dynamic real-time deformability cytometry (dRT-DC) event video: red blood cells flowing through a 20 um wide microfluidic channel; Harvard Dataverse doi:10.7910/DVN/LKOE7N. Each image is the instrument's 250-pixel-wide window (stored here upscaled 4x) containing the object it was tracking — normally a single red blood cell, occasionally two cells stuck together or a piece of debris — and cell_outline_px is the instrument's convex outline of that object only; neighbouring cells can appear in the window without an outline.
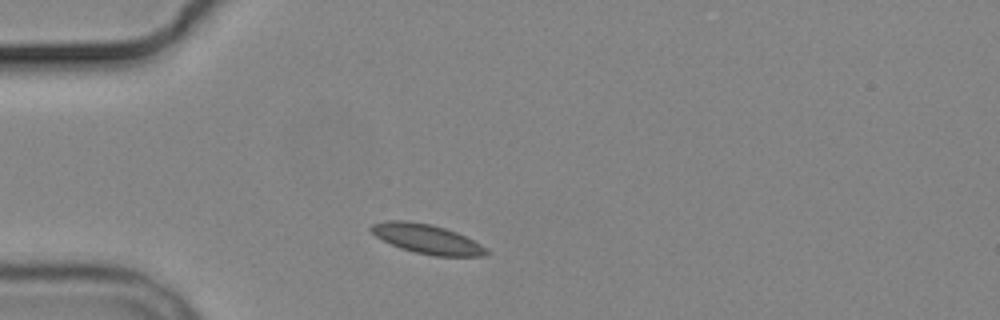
{"species": "common noctule bat (a hibernating species)", "species_latin": "Nyctalus noctula", "temperature_condition": "cold", "stored_images_in_passage": 3, "camera_frame_rate_fps": 3000, "um_per_image_px": 0.085, "animal": {"sex": "male", "body_mass_g": 19.2, "forearm_length_mm": 51.8}, "frame": {"image": 1, "passage_image": 1, "time_ms": 0.0, "image_size_px": [1000, 320], "cell_outline_px": [[488, 256], [432, 256], [400, 248], [376, 236], [368, 228], [372, 224], [384, 220], [408, 220], [432, 224], [456, 232], [480, 244], [488, 252]], "centroid_in_image_um": [36.25, 20.3], "position_along_channel_um": 48.7, "area_um2": 19.65}}
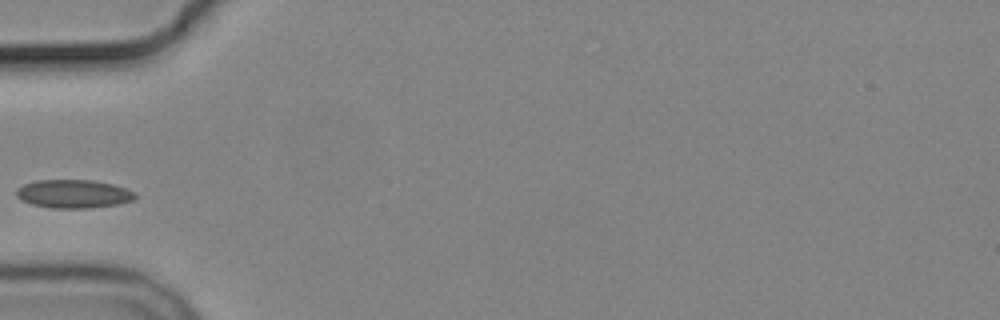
{"frame": {"image": 2, "passage_image": 2, "time_ms": 1.333, "image_size_px": [1000, 320], "cell_outline_px": [[136, 196], [132, 200], [116, 204], [92, 208], [52, 208], [32, 204], [20, 200], [16, 196], [16, 188], [24, 184], [36, 180], [92, 180], [112, 184], [136, 192]], "centroid_in_image_um": [6.21, 16.48], "position_along_channel_um": 78.8, "area_um2": 19.65}}
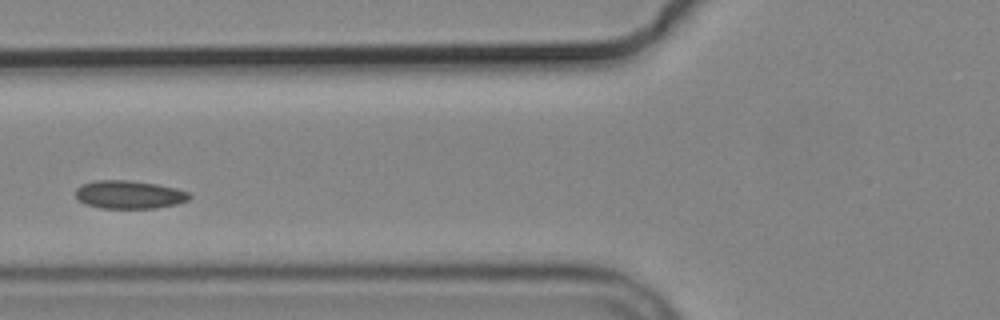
{"frame": {"image": 3, "passage_image": 3, "time_ms": 2.333, "image_size_px": [1000, 320], "cell_outline_px": [[192, 196], [188, 200], [176, 204], [156, 208], [100, 208], [84, 204], [76, 196], [76, 188], [80, 184], [96, 180], [128, 180], [156, 184], [176, 188], [188, 192]], "centroid_in_image_um": [10.97, 16.54], "position_along_channel_um": 114.8, "area_um2": 18.73}}